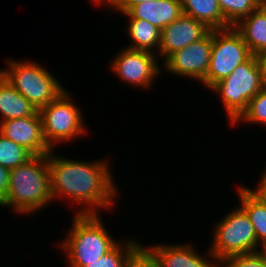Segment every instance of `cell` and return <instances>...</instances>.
I'll use <instances>...</instances> for the list:
<instances>
[{"mask_svg": "<svg viewBox=\"0 0 266 267\" xmlns=\"http://www.w3.org/2000/svg\"><path fill=\"white\" fill-rule=\"evenodd\" d=\"M54 151L52 149L48 154L53 202L67 200L63 202L72 207L76 205L73 214H102L107 210L113 211L120 193L110 168L111 159L109 161L106 157L79 161L60 156Z\"/></svg>", "mask_w": 266, "mask_h": 267, "instance_id": "obj_1", "label": "cell"}, {"mask_svg": "<svg viewBox=\"0 0 266 267\" xmlns=\"http://www.w3.org/2000/svg\"><path fill=\"white\" fill-rule=\"evenodd\" d=\"M52 202L48 155L33 156L10 170L8 193L1 208H9L13 214L25 217L38 214Z\"/></svg>", "mask_w": 266, "mask_h": 267, "instance_id": "obj_2", "label": "cell"}, {"mask_svg": "<svg viewBox=\"0 0 266 267\" xmlns=\"http://www.w3.org/2000/svg\"><path fill=\"white\" fill-rule=\"evenodd\" d=\"M73 224L57 243L67 260V267H83L100 259L120 240L107 230L101 214H73Z\"/></svg>", "mask_w": 266, "mask_h": 267, "instance_id": "obj_3", "label": "cell"}, {"mask_svg": "<svg viewBox=\"0 0 266 267\" xmlns=\"http://www.w3.org/2000/svg\"><path fill=\"white\" fill-rule=\"evenodd\" d=\"M5 60L7 67L0 69V74L38 111L65 90L55 74L38 61Z\"/></svg>", "mask_w": 266, "mask_h": 267, "instance_id": "obj_4", "label": "cell"}, {"mask_svg": "<svg viewBox=\"0 0 266 267\" xmlns=\"http://www.w3.org/2000/svg\"><path fill=\"white\" fill-rule=\"evenodd\" d=\"M265 84L258 57L252 55L209 91L220 96L218 99L225 116L232 125L247 109L249 101L264 89Z\"/></svg>", "mask_w": 266, "mask_h": 267, "instance_id": "obj_5", "label": "cell"}, {"mask_svg": "<svg viewBox=\"0 0 266 267\" xmlns=\"http://www.w3.org/2000/svg\"><path fill=\"white\" fill-rule=\"evenodd\" d=\"M231 210L213 224V239L208 245L209 251L219 262L229 256L264 250L258 244L255 229L245 210L239 204Z\"/></svg>", "mask_w": 266, "mask_h": 267, "instance_id": "obj_6", "label": "cell"}, {"mask_svg": "<svg viewBox=\"0 0 266 267\" xmlns=\"http://www.w3.org/2000/svg\"><path fill=\"white\" fill-rule=\"evenodd\" d=\"M74 98L66 88L52 102L39 110L43 137L51 149L67 142L72 143L78 138L82 139V135H86L89 131L84 121V113L80 109L82 107L76 104Z\"/></svg>", "mask_w": 266, "mask_h": 267, "instance_id": "obj_7", "label": "cell"}, {"mask_svg": "<svg viewBox=\"0 0 266 267\" xmlns=\"http://www.w3.org/2000/svg\"><path fill=\"white\" fill-rule=\"evenodd\" d=\"M252 56L242 35L232 26L212 30V51L209 68L201 85L207 90L228 77Z\"/></svg>", "mask_w": 266, "mask_h": 267, "instance_id": "obj_8", "label": "cell"}, {"mask_svg": "<svg viewBox=\"0 0 266 267\" xmlns=\"http://www.w3.org/2000/svg\"><path fill=\"white\" fill-rule=\"evenodd\" d=\"M109 61L110 72L121 81L134 88L150 90L156 78L164 74L157 54L145 50H132L125 47Z\"/></svg>", "mask_w": 266, "mask_h": 267, "instance_id": "obj_9", "label": "cell"}, {"mask_svg": "<svg viewBox=\"0 0 266 267\" xmlns=\"http://www.w3.org/2000/svg\"><path fill=\"white\" fill-rule=\"evenodd\" d=\"M212 51V30L203 38L190 43L183 49L170 54L163 62L162 69L168 74L194 79L199 84L205 79Z\"/></svg>", "mask_w": 266, "mask_h": 267, "instance_id": "obj_10", "label": "cell"}, {"mask_svg": "<svg viewBox=\"0 0 266 267\" xmlns=\"http://www.w3.org/2000/svg\"><path fill=\"white\" fill-rule=\"evenodd\" d=\"M144 246L154 255L160 267H220V262L209 251V248H207V253H200L194 244L189 242L154 243V245L144 244Z\"/></svg>", "mask_w": 266, "mask_h": 267, "instance_id": "obj_11", "label": "cell"}, {"mask_svg": "<svg viewBox=\"0 0 266 267\" xmlns=\"http://www.w3.org/2000/svg\"><path fill=\"white\" fill-rule=\"evenodd\" d=\"M0 133L33 156L48 155L52 150L44 140L39 111L31 116L0 122Z\"/></svg>", "mask_w": 266, "mask_h": 267, "instance_id": "obj_12", "label": "cell"}, {"mask_svg": "<svg viewBox=\"0 0 266 267\" xmlns=\"http://www.w3.org/2000/svg\"><path fill=\"white\" fill-rule=\"evenodd\" d=\"M210 30L203 22L182 14L161 30L158 59L162 63L170 54L200 40Z\"/></svg>", "mask_w": 266, "mask_h": 267, "instance_id": "obj_13", "label": "cell"}, {"mask_svg": "<svg viewBox=\"0 0 266 267\" xmlns=\"http://www.w3.org/2000/svg\"><path fill=\"white\" fill-rule=\"evenodd\" d=\"M128 14L134 19H143L164 29L182 14L180 0H147L135 5Z\"/></svg>", "mask_w": 266, "mask_h": 267, "instance_id": "obj_14", "label": "cell"}, {"mask_svg": "<svg viewBox=\"0 0 266 267\" xmlns=\"http://www.w3.org/2000/svg\"><path fill=\"white\" fill-rule=\"evenodd\" d=\"M234 28L242 35L252 55L266 50V4L242 18Z\"/></svg>", "mask_w": 266, "mask_h": 267, "instance_id": "obj_15", "label": "cell"}, {"mask_svg": "<svg viewBox=\"0 0 266 267\" xmlns=\"http://www.w3.org/2000/svg\"><path fill=\"white\" fill-rule=\"evenodd\" d=\"M126 16L127 24L124 33L130 39L129 45L125 48L132 50H145L158 55L160 46L161 30L151 24L149 21L143 19H134L128 13H120Z\"/></svg>", "mask_w": 266, "mask_h": 267, "instance_id": "obj_16", "label": "cell"}, {"mask_svg": "<svg viewBox=\"0 0 266 267\" xmlns=\"http://www.w3.org/2000/svg\"><path fill=\"white\" fill-rule=\"evenodd\" d=\"M37 112L38 110L0 74V122L31 116Z\"/></svg>", "mask_w": 266, "mask_h": 267, "instance_id": "obj_17", "label": "cell"}, {"mask_svg": "<svg viewBox=\"0 0 266 267\" xmlns=\"http://www.w3.org/2000/svg\"><path fill=\"white\" fill-rule=\"evenodd\" d=\"M183 14L203 22L209 29L232 27L221 13L218 0H180Z\"/></svg>", "mask_w": 266, "mask_h": 267, "instance_id": "obj_18", "label": "cell"}, {"mask_svg": "<svg viewBox=\"0 0 266 267\" xmlns=\"http://www.w3.org/2000/svg\"><path fill=\"white\" fill-rule=\"evenodd\" d=\"M236 193L239 205L245 210L255 229L258 244L266 250V204L254 197L245 185H239Z\"/></svg>", "mask_w": 266, "mask_h": 267, "instance_id": "obj_19", "label": "cell"}, {"mask_svg": "<svg viewBox=\"0 0 266 267\" xmlns=\"http://www.w3.org/2000/svg\"><path fill=\"white\" fill-rule=\"evenodd\" d=\"M110 251L100 259L83 267H124L129 256L143 243L138 238L124 236Z\"/></svg>", "mask_w": 266, "mask_h": 267, "instance_id": "obj_20", "label": "cell"}, {"mask_svg": "<svg viewBox=\"0 0 266 267\" xmlns=\"http://www.w3.org/2000/svg\"><path fill=\"white\" fill-rule=\"evenodd\" d=\"M263 2L264 0H218L224 19L233 27Z\"/></svg>", "mask_w": 266, "mask_h": 267, "instance_id": "obj_21", "label": "cell"}, {"mask_svg": "<svg viewBox=\"0 0 266 267\" xmlns=\"http://www.w3.org/2000/svg\"><path fill=\"white\" fill-rule=\"evenodd\" d=\"M33 155L0 133V165L9 170L25 164Z\"/></svg>", "mask_w": 266, "mask_h": 267, "instance_id": "obj_22", "label": "cell"}, {"mask_svg": "<svg viewBox=\"0 0 266 267\" xmlns=\"http://www.w3.org/2000/svg\"><path fill=\"white\" fill-rule=\"evenodd\" d=\"M257 124L266 127V92L261 90L248 103L247 109L241 116L232 124L236 127L239 124Z\"/></svg>", "mask_w": 266, "mask_h": 267, "instance_id": "obj_23", "label": "cell"}, {"mask_svg": "<svg viewBox=\"0 0 266 267\" xmlns=\"http://www.w3.org/2000/svg\"><path fill=\"white\" fill-rule=\"evenodd\" d=\"M220 267H266V250L224 258Z\"/></svg>", "mask_w": 266, "mask_h": 267, "instance_id": "obj_24", "label": "cell"}, {"mask_svg": "<svg viewBox=\"0 0 266 267\" xmlns=\"http://www.w3.org/2000/svg\"><path fill=\"white\" fill-rule=\"evenodd\" d=\"M124 267H160L154 255L141 244L127 259Z\"/></svg>", "mask_w": 266, "mask_h": 267, "instance_id": "obj_25", "label": "cell"}, {"mask_svg": "<svg viewBox=\"0 0 266 267\" xmlns=\"http://www.w3.org/2000/svg\"><path fill=\"white\" fill-rule=\"evenodd\" d=\"M147 0H110L106 5V12L128 13L135 5Z\"/></svg>", "mask_w": 266, "mask_h": 267, "instance_id": "obj_26", "label": "cell"}, {"mask_svg": "<svg viewBox=\"0 0 266 267\" xmlns=\"http://www.w3.org/2000/svg\"><path fill=\"white\" fill-rule=\"evenodd\" d=\"M260 176H259V182L255 184L257 185L255 186V188L253 187L252 189L248 185L246 188L254 197H256L258 200L266 204V166L261 172Z\"/></svg>", "mask_w": 266, "mask_h": 267, "instance_id": "obj_27", "label": "cell"}, {"mask_svg": "<svg viewBox=\"0 0 266 267\" xmlns=\"http://www.w3.org/2000/svg\"><path fill=\"white\" fill-rule=\"evenodd\" d=\"M10 170L0 165V205L5 201L8 193Z\"/></svg>", "mask_w": 266, "mask_h": 267, "instance_id": "obj_28", "label": "cell"}, {"mask_svg": "<svg viewBox=\"0 0 266 267\" xmlns=\"http://www.w3.org/2000/svg\"><path fill=\"white\" fill-rule=\"evenodd\" d=\"M259 63L261 65L263 77L266 83V50L257 55Z\"/></svg>", "mask_w": 266, "mask_h": 267, "instance_id": "obj_29", "label": "cell"}, {"mask_svg": "<svg viewBox=\"0 0 266 267\" xmlns=\"http://www.w3.org/2000/svg\"><path fill=\"white\" fill-rule=\"evenodd\" d=\"M91 2H93V5H98L99 7H103L105 6V0H91Z\"/></svg>", "mask_w": 266, "mask_h": 267, "instance_id": "obj_30", "label": "cell"}]
</instances>
